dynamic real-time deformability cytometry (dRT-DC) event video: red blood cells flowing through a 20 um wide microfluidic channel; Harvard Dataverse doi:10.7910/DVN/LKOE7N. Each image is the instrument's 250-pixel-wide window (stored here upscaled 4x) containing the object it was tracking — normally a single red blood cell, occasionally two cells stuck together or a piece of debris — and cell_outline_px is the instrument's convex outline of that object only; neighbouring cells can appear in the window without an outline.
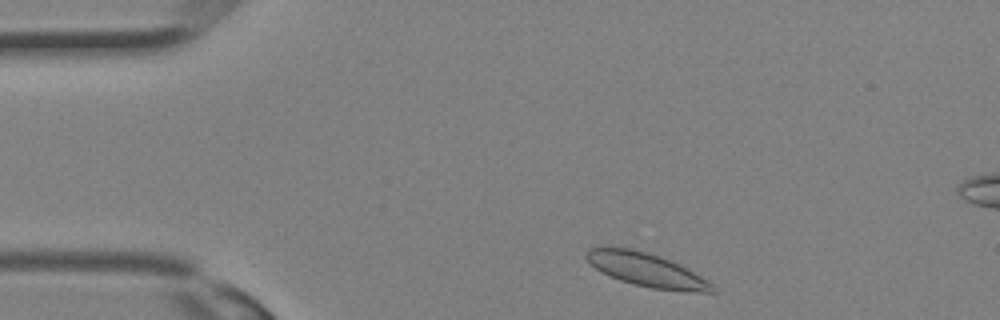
{"species": "Egyptian fruit bat (a non-hibernating species)", "species_latin": "Rousettus aegyptiacus", "temperature_condition": "room temperature", "stored_images_in_passage": 28, "segment_of_instrument_passage": [1, 2], "camera_frame_rate_fps": 3000, "um_per_image_px": 0.085, "animal": {"sex": "female"}, "frame": {"image": 1, "passage_image": 1, "time_ms": 0.0, "image_size_px": [1000, 320], "cell_outline_px": [[716, 292], [688, 292], [652, 288], [620, 280], [596, 268], [584, 256], [588, 248], [600, 244], [632, 248], [680, 264], [688, 268], [708, 280], [712, 284]], "centroid_in_image_um": [54.92, 22.9], "position_along_channel_um": 30.1, "area_um2": 24.68}}
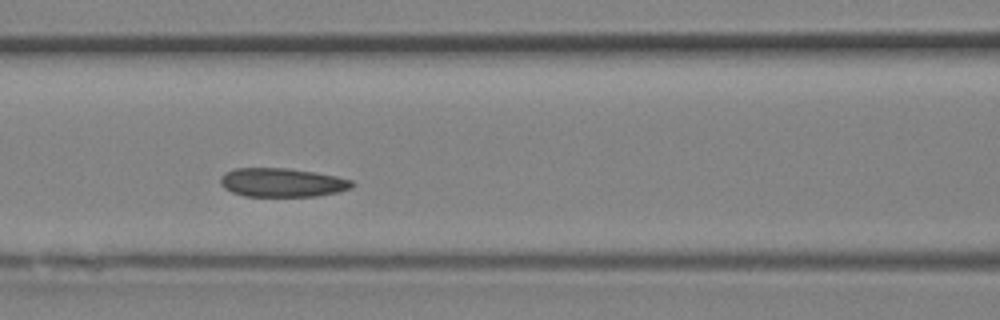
{"frame": {"image": 2, "passage_image": 9, "time_ms": 2.667, "image_size_px": [1000, 320], "cell_outline_px": [[356, 184], [352, 188], [336, 192], [316, 196], [244, 196], [232, 192], [224, 188], [220, 184], [220, 176], [224, 172], [236, 168], [288, 168], [316, 172], [336, 176], [352, 180]], "centroid_in_image_um": [23.97, 15.51], "position_along_channel_um": 142.6, "area_um2": 22.25}}
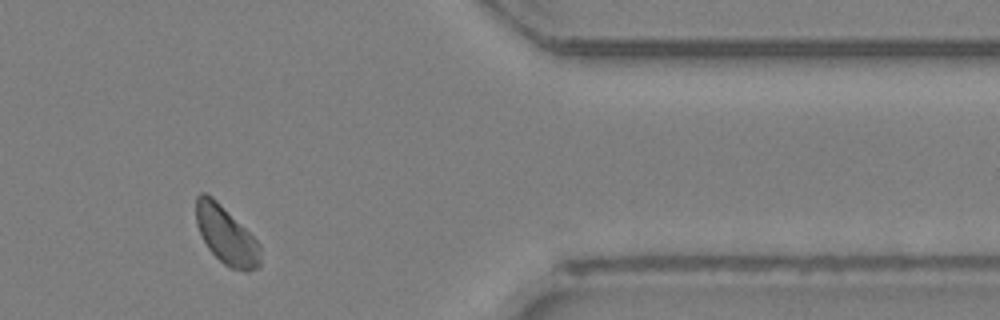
{"frame": {"image": 3, "passage_image": 22, "time_ms": 7.0, "image_size_px": [1000, 320], "cell_outline_px": [[260, 268], [248, 272], [232, 268], [224, 264], [208, 248], [196, 224], [196, 196], [200, 192], [204, 192], [212, 196], [260, 244]], "centroid_in_image_um": [19.22, 20.01], "position_along_channel_um": 392.2, "area_um2": 21.39}}